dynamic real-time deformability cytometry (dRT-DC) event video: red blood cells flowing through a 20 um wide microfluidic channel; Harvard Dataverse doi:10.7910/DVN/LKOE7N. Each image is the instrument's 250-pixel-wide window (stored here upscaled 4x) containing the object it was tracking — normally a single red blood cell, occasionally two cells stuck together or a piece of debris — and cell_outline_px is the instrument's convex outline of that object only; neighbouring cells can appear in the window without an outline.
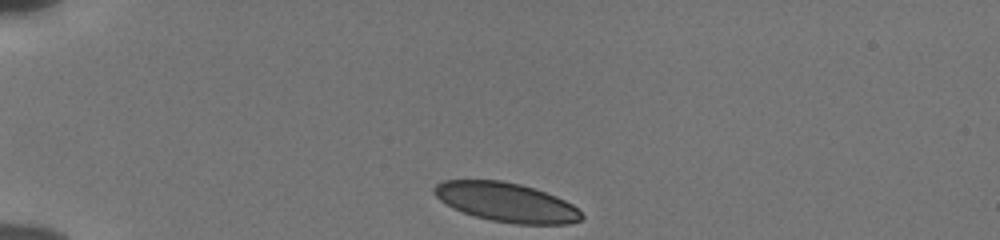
{"species": "human", "species_latin": "Homo sapiens", "temperature_condition": "cold", "stored_images_in_passage": 35, "camera_frame_rate_fps": 3000, "um_per_image_px": 0.085, "donor": {"sex": "male"}, "frame": {"image": 1, "passage_image": 1, "time_ms": 0.0, "image_size_px": [1000, 240], "cell_outline_px": [[584, 216], [580, 220], [568, 224], [516, 224], [488, 220], [452, 208], [440, 200], [432, 192], [432, 188], [436, 184], [444, 180], [500, 180], [520, 184], [556, 196], [572, 204]], "centroid_in_image_um": [43.01, 17.19], "position_along_channel_um": 42.0, "area_um2": 33.52}}
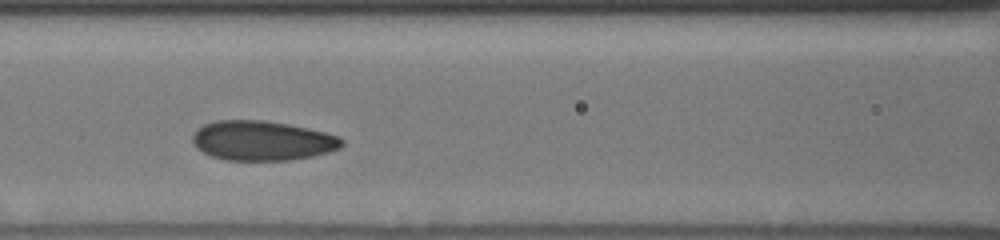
{"frame": {"image": 2, "passage_image": 13, "time_ms": 4.0, "image_size_px": [1000, 240], "cell_outline_px": [[344, 144], [340, 148], [328, 152], [312, 156], [292, 160], [224, 160], [212, 156], [196, 148], [192, 140], [192, 136], [196, 128], [204, 124], [216, 120], [260, 120], [288, 124], [308, 128], [340, 136], [344, 140]], "centroid_in_image_um": [22.29, 11.95], "position_along_channel_um": 144.3, "area_um2": 34.68}}
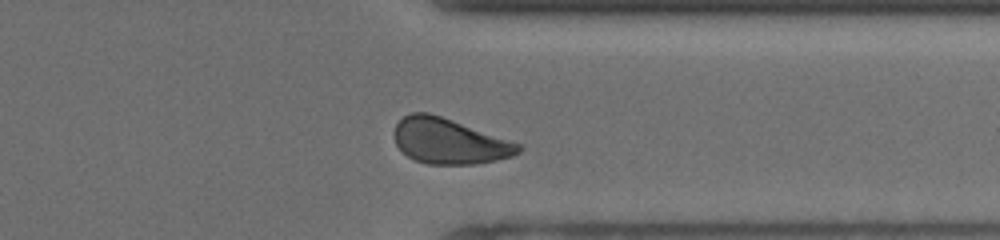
{"frame": {"image": 3, "passage_image": 31, "time_ms": 10.0, "image_size_px": [1000, 240], "cell_outline_px": [[524, 148], [520, 152], [512, 156], [496, 160], [476, 164], [428, 164], [416, 160], [408, 156], [396, 144], [396, 124], [404, 116], [412, 112], [428, 112], [452, 120], [520, 144]], "centroid_in_image_um": [38.21, 12.01], "position_along_channel_um": 373.2, "area_um2": 32.31}, "authors_computed_cell_mechanics": {"area_um2": 34.0442, "velocity_mm_per_s": 3.8129, "shape_relaxation_time_tau1_ms": 5.7703, "shape_relaxation_time_tau2_ms": 1.0109, "deformation_change_tau1": 0.103, "deformation_change_tau2": 0.0448}}